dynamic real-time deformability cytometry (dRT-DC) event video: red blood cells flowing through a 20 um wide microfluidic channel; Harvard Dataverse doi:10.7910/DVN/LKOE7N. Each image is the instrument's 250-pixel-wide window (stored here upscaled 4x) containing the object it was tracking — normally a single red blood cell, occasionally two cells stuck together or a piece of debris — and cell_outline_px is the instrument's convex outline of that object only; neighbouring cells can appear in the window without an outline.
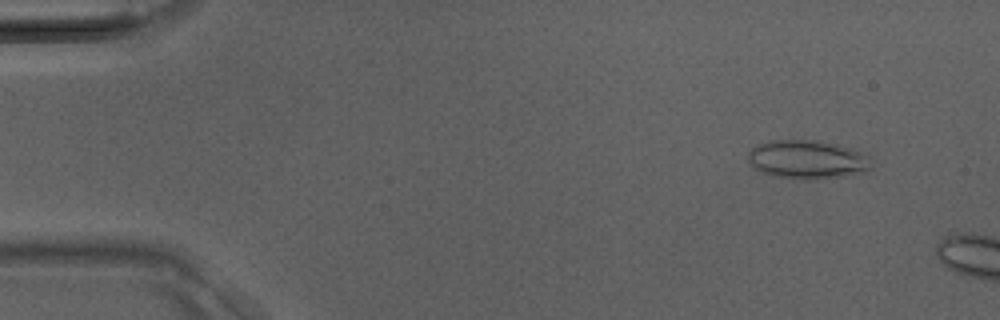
{"species": "Egyptian fruit bat (a non-hibernating species)", "species_latin": "Rousettus aegyptiacus", "temperature_condition": "room temperature", "stored_images_in_passage": 8, "camera_frame_rate_fps": 3000, "um_per_image_px": 0.085, "animal": {"sex": "male"}, "frame": {"image": 1, "passage_image": 4, "time_ms": 1.0, "image_size_px": [1000, 320], "cell_outline_px": [[868, 168], [864, 172], [844, 176], [816, 180], [804, 180], [772, 176], [756, 168], [748, 160], [748, 152], [756, 144], [768, 140], [816, 140], [836, 144], [860, 152], [868, 156]], "centroid_in_image_um": [68.56, 13.56], "position_along_channel_um": 16.4, "area_um2": 27.69}}